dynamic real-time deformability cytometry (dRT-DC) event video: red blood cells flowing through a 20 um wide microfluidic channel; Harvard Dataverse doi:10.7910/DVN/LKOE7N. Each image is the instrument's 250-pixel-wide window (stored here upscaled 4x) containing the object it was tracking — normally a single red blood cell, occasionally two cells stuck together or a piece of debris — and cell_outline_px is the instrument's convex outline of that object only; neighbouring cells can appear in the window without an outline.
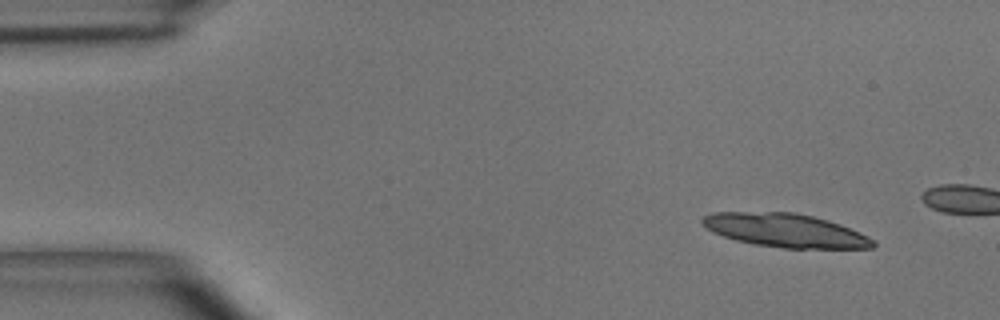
{"species": "common noctule bat (a hibernating species)", "species_latin": "Nyctalus noctula", "temperature_condition": "room temperature", "stored_images_in_passage": 3, "camera_frame_rate_fps": 3000, "um_per_image_px": 0.085, "animal": {"sex": "male", "body_mass_g": 15.6}, "frame": {"image": 1, "passage_image": 1, "time_ms": 0.0, "image_size_px": [1000, 320], "cell_outline_px": [[876, 244], [872, 248], [784, 248], [756, 244], [736, 240], [712, 232], [700, 220], [704, 216], [712, 212], [796, 212], [828, 220], [840, 224], [868, 236]], "centroid_in_image_um": [66.75, 19.58], "position_along_channel_um": 18.3, "area_um2": 33.12}}